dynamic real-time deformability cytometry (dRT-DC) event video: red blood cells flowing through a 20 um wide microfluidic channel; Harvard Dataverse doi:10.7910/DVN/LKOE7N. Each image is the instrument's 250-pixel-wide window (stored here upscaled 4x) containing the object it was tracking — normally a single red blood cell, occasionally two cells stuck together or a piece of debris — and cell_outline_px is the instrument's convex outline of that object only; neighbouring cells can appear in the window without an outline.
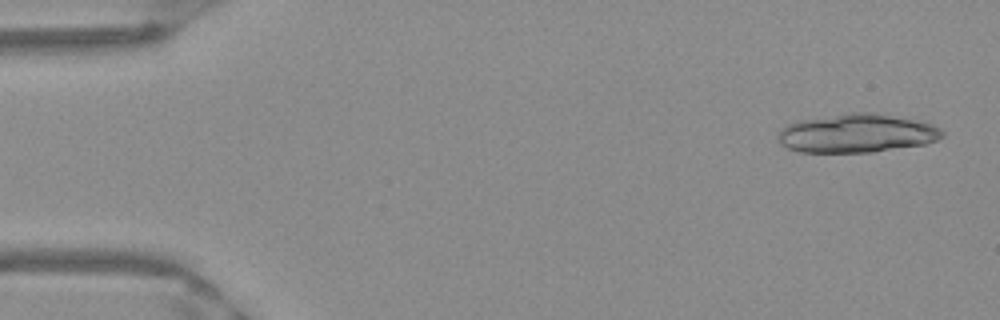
{"species": "Egyptian fruit bat (a non-hibernating species)", "species_latin": "Rousettus aegyptiacus", "temperature_condition": "warm", "stored_images_in_passage": 16, "camera_frame_rate_fps": 3000, "um_per_image_px": 0.085, "frame": {"image": 1, "passage_image": 1, "time_ms": 0.0, "image_size_px": [1000, 320], "cell_outline_px": [[944, 136], [936, 140], [924, 144], [872, 152], [800, 152], [788, 148], [780, 144], [776, 140], [776, 136], [788, 124], [800, 120], [848, 112], [872, 112], [916, 120], [932, 124], [940, 128], [944, 132]], "centroid_in_image_um": [72.81, 11.33], "position_along_channel_um": 12.2, "area_um2": 36.99}}